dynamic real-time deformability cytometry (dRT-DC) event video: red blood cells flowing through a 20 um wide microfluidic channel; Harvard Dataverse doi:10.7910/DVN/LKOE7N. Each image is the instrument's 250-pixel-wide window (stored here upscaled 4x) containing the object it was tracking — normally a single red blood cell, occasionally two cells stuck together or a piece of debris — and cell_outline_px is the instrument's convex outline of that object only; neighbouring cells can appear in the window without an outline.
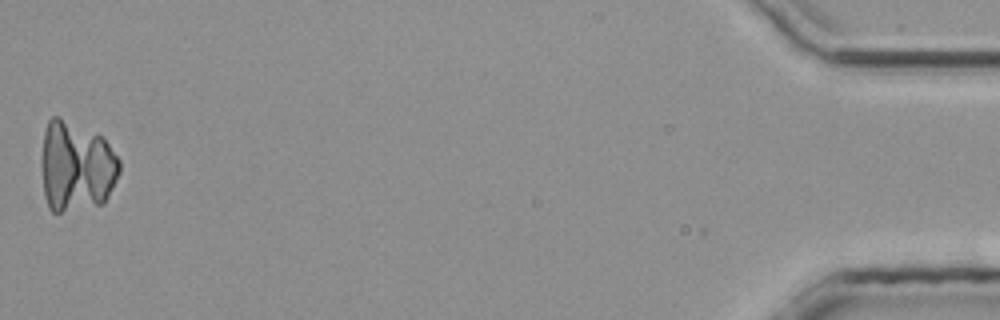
{"species": "common noctule bat (a hibernating species)", "species_latin": "Nyctalus noctula", "temperature_condition": "room temperature", "stored_images_in_passage": 33, "segment_of_instrument_passage": [3, 3], "camera_frame_rate_fps": 3000, "um_per_image_px": 0.085, "animal": {"sex": "male", "body_mass_g": 20.4}, "frame": {"image": 1, "passage_image": 33, "time_ms": 10.667, "image_size_px": [1000, 320], "cell_outline_px": [[120, 172], [104, 204], [60, 212], [52, 212], [48, 208], [44, 196], [40, 168], [40, 160], [44, 128], [48, 120], [52, 116], [56, 116], [96, 132], [108, 144], [120, 160]], "centroid_in_image_um": [6.44, 14.15], "position_along_channel_um": 428.8, "area_um2": 41.79}}